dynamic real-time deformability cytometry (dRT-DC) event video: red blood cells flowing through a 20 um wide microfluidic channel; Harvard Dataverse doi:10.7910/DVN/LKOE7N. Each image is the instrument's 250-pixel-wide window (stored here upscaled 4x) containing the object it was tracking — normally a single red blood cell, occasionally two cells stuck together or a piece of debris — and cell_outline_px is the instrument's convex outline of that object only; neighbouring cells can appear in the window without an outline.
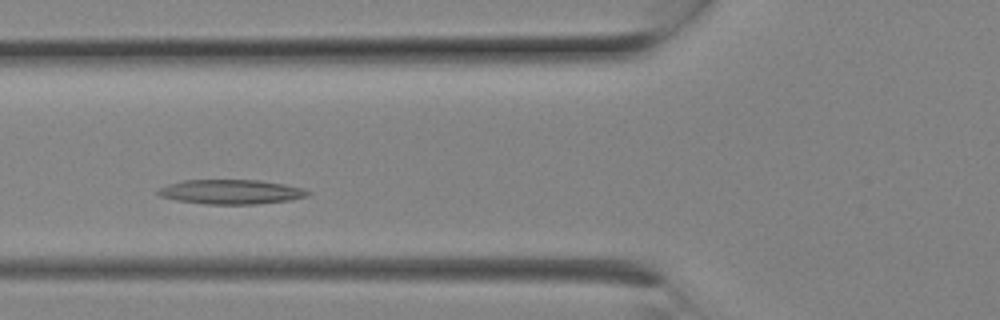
{"species": "Egyptian fruit bat (a non-hibernating species)", "species_latin": "Rousettus aegyptiacus", "temperature_condition": "room temperature", "stored_images_in_passage": 6, "camera_frame_rate_fps": 3000, "um_per_image_px": 0.085, "animal": {"sex": "female"}, "frame": {"image": 1, "passage_image": 5, "time_ms": 1.333, "image_size_px": [1000, 320], "cell_outline_px": [[312, 192], [308, 196], [288, 200], [256, 204], [204, 204], [176, 200], [160, 196], [156, 192], [160, 188], [168, 184], [184, 180], [260, 180], [284, 184], [304, 188]], "centroid_in_image_um": [19.65, 16.3], "position_along_channel_um": 106.2, "area_um2": 21.39}}
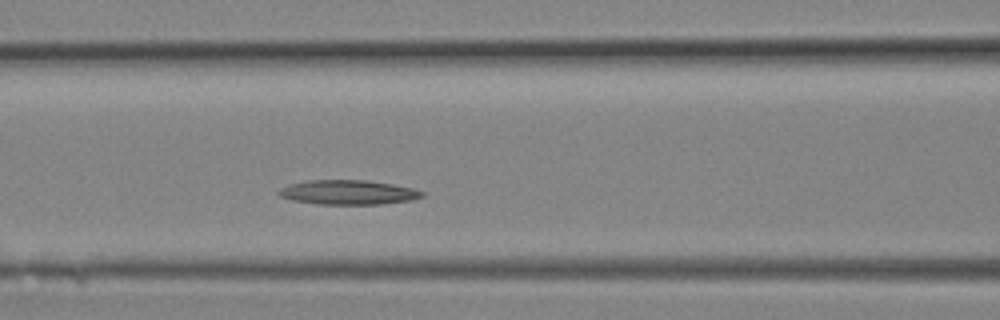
{"frame": {"image": 2, "passage_image": 6, "time_ms": 1.667, "image_size_px": [1000, 320], "cell_outline_px": [[424, 196], [412, 200], [380, 204], [316, 204], [292, 200], [280, 196], [276, 192], [280, 188], [288, 184], [304, 180], [368, 180], [392, 184], [412, 188], [424, 192]], "centroid_in_image_um": [29.55, 16.34], "position_along_channel_um": 137.0, "area_um2": 20.58}}